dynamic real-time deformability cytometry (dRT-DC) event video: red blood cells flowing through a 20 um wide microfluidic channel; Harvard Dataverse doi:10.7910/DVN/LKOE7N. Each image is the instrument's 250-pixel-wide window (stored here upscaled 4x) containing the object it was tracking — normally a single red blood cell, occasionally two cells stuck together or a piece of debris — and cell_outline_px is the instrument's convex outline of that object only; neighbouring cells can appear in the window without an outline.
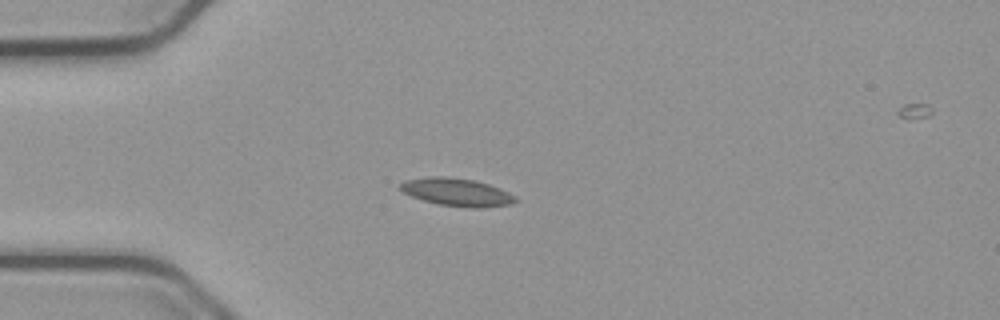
{"species": "common noctule bat (a hibernating species)", "species_latin": "Nyctalus noctula", "temperature_condition": "cold", "stored_images_in_passage": 55, "camera_frame_rate_fps": 3000, "um_per_image_px": 0.085, "animal": {"sex": "male", "body_mass_g": 23.1, "forearm_length_mm": 52.7}, "frame": {"image": 1, "passage_image": 14, "time_ms": 4.333, "image_size_px": [1000, 320], "cell_outline_px": [[516, 200], [512, 204], [484, 208], [472, 208], [436, 204], [412, 196], [404, 192], [400, 188], [400, 184], [404, 180], [432, 176], [448, 176], [476, 180], [500, 188], [516, 196]], "centroid_in_image_um": [38.85, 16.33], "position_along_channel_um": 46.1, "area_um2": 18.79}}
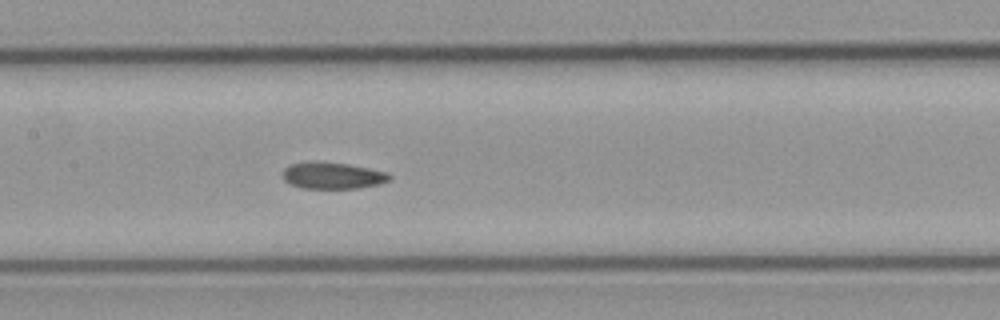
{"frame": {"image": 2, "passage_image": 26, "time_ms": 8.333, "image_size_px": [1000, 320], "cell_outline_px": [[392, 180], [380, 184], [356, 188], [300, 188], [284, 180], [280, 176], [280, 172], [288, 164], [312, 160], [348, 164], [388, 172], [392, 176]], "centroid_in_image_um": [28.23, 14.9], "position_along_channel_um": 179.2, "area_um2": 16.99}}
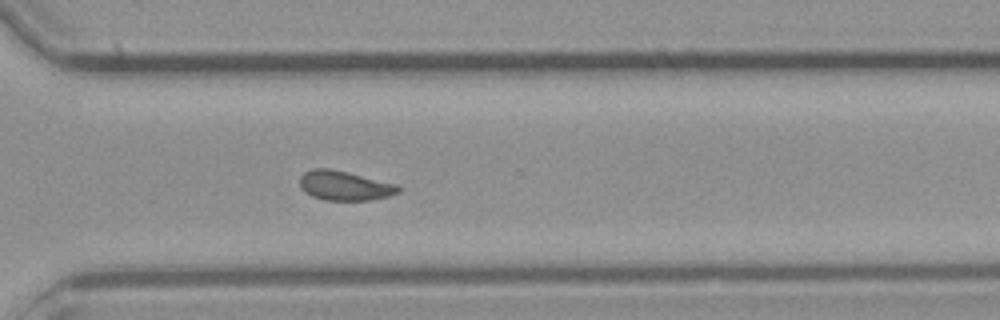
{"frame": {"image": 3, "passage_image": 39, "time_ms": 12.667, "image_size_px": [1000, 320], "cell_outline_px": [[400, 192], [388, 196], [368, 200], [324, 200], [312, 196], [300, 184], [300, 176], [304, 172], [312, 168], [328, 168], [348, 172], [396, 184], [400, 188]], "centroid_in_image_um": [29.3, 15.77], "position_along_channel_um": 341.3, "area_um2": 16.7}, "authors_computed_cell_mechanics": {"area_um2": 16.9932, "velocity_mm_per_s": 3.7516, "shape_relaxation_time_tau1_ms": null, "shape_relaxation_time_tau2_ms": 3.605, "deformation_change_tau1": null, "deformation_change_tau2": 0.0761}}